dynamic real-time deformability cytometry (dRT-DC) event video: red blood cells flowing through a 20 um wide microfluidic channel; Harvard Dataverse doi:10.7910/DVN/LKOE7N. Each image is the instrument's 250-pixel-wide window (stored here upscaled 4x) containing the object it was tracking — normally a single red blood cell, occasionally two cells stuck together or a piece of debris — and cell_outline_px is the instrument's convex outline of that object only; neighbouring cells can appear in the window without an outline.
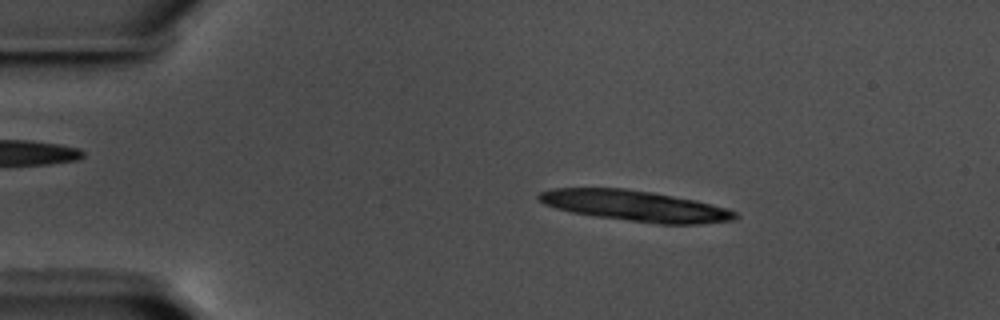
{"species": "common noctule bat (a hibernating species)", "species_latin": "Nyctalus noctula", "temperature_condition": "warm", "stored_images_in_passage": 17, "camera_frame_rate_fps": 3000, "um_per_image_px": 0.085, "animal": {"sex": "male", "body_mass_g": 17.5, "forearm_length_mm": 52.3}, "frame": {"image": 1, "passage_image": 10, "time_ms": 3.0, "image_size_px": [1000, 320], "cell_outline_px": [[740, 216], [732, 220], [696, 224], [660, 224], [596, 216], [572, 212], [556, 208], [544, 204], [536, 196], [540, 192], [552, 188], [624, 188], [652, 192], [696, 200], [712, 204], [736, 212]], "centroid_in_image_um": [53.98, 17.49], "position_along_channel_um": 31.0, "area_um2": 34.91}}